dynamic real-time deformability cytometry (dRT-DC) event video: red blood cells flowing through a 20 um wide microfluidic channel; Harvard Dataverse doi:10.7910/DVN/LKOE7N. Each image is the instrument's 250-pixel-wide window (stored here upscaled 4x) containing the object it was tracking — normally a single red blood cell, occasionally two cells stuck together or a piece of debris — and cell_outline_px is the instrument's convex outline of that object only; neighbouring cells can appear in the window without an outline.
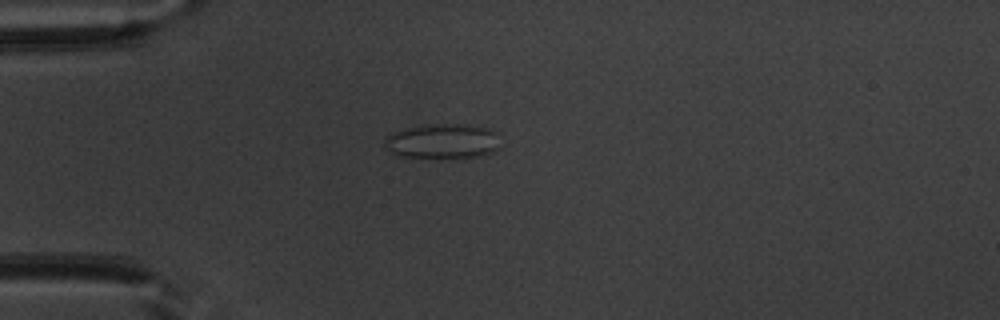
{"species": "common noctule bat (a hibernating species)", "species_latin": "Nyctalus noctula", "temperature_condition": "warm", "stored_images_in_passage": 38, "camera_frame_rate_fps": 3000, "um_per_image_px": 0.085, "animal": {"sex": "male", "body_mass_g": 20.1, "forearm_length_mm": 53.5}, "frame": {"image": 1, "passage_image": 1, "time_ms": 0.0, "image_size_px": [1000, 320], "cell_outline_px": [[500, 148], [492, 152], [480, 156], [400, 156], [392, 152], [384, 144], [384, 140], [392, 132], [404, 128], [424, 124], [460, 124], [488, 128], [496, 132]], "centroid_in_image_um": [37.63, 11.96], "position_along_channel_um": 47.4, "area_um2": 23.0}}
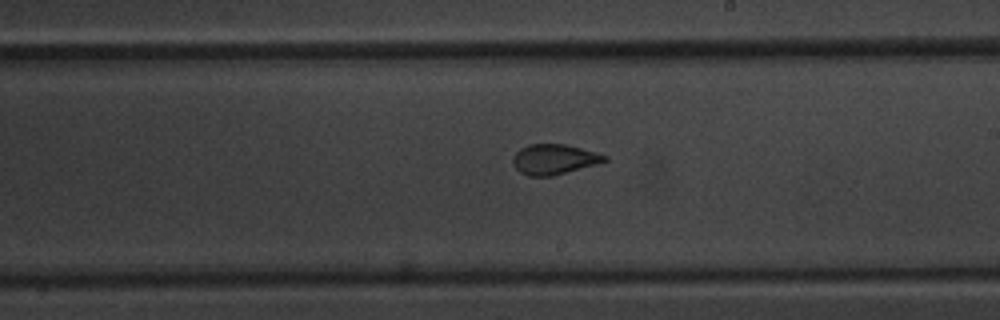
{"frame": {"image": 2, "passage_image": 17, "time_ms": 5.333, "image_size_px": [1000, 320], "cell_outline_px": [[608, 160], [596, 164], [552, 176], [528, 176], [520, 172], [512, 164], [512, 156], [520, 148], [528, 144], [564, 144], [596, 152], [608, 156]], "centroid_in_image_um": [47.06, 13.54], "position_along_channel_um": 241.9, "area_um2": 16.13}}
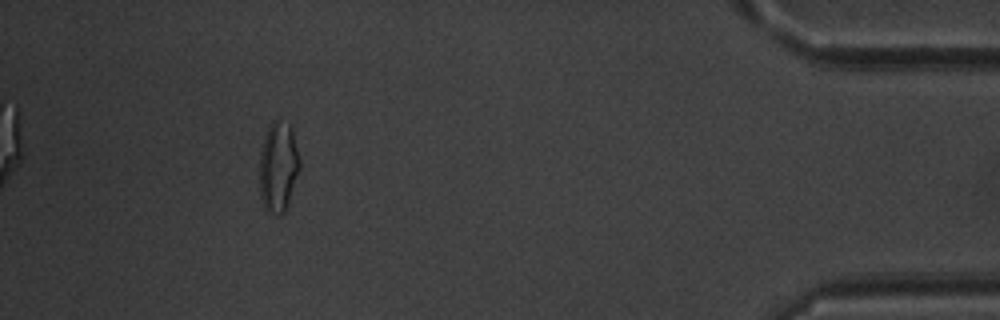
{"frame": {"image": 3, "passage_image": 34, "time_ms": 11.0, "image_size_px": [1000, 320], "cell_outline_px": [[300, 168], [288, 204], [284, 212], [280, 216], [264, 208], [260, 200], [260, 152], [264, 136], [272, 120], [276, 120], [288, 124], [292, 128], [300, 160]], "centroid_in_image_um": [23.65, 14.19], "position_along_channel_um": 411.5, "area_um2": 21.15}, "authors_computed_cell_mechanics": {"area_um2": 17.3689, "velocity_mm_per_s": 3.9595, "shape_relaxation_time_tau1_ms": null, "shape_relaxation_time_tau2_ms": 0.883, "deformation_change_tau1": null, "deformation_change_tau2": 0.0695}}